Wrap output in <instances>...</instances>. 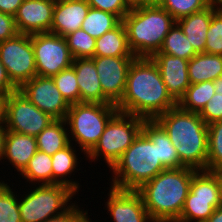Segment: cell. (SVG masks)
I'll return each instance as SVG.
<instances>
[{
	"instance_id": "obj_1",
	"label": "cell",
	"mask_w": 222,
	"mask_h": 222,
	"mask_svg": "<svg viewBox=\"0 0 222 222\" xmlns=\"http://www.w3.org/2000/svg\"><path fill=\"white\" fill-rule=\"evenodd\" d=\"M175 106L177 102L169 94L156 63L152 58L136 57L127 74L123 97L116 105L118 112L155 120Z\"/></svg>"
},
{
	"instance_id": "obj_2",
	"label": "cell",
	"mask_w": 222,
	"mask_h": 222,
	"mask_svg": "<svg viewBox=\"0 0 222 222\" xmlns=\"http://www.w3.org/2000/svg\"><path fill=\"white\" fill-rule=\"evenodd\" d=\"M167 132L180 162L195 170H207L208 125L199 113L178 105L155 119Z\"/></svg>"
},
{
	"instance_id": "obj_3",
	"label": "cell",
	"mask_w": 222,
	"mask_h": 222,
	"mask_svg": "<svg viewBox=\"0 0 222 222\" xmlns=\"http://www.w3.org/2000/svg\"><path fill=\"white\" fill-rule=\"evenodd\" d=\"M196 171L189 167L168 168L136 190L153 222L179 219Z\"/></svg>"
},
{
	"instance_id": "obj_4",
	"label": "cell",
	"mask_w": 222,
	"mask_h": 222,
	"mask_svg": "<svg viewBox=\"0 0 222 222\" xmlns=\"http://www.w3.org/2000/svg\"><path fill=\"white\" fill-rule=\"evenodd\" d=\"M122 22L134 56L151 58L159 52L176 21L164 8L155 2H148L132 5Z\"/></svg>"
},
{
	"instance_id": "obj_5",
	"label": "cell",
	"mask_w": 222,
	"mask_h": 222,
	"mask_svg": "<svg viewBox=\"0 0 222 222\" xmlns=\"http://www.w3.org/2000/svg\"><path fill=\"white\" fill-rule=\"evenodd\" d=\"M165 169L158 159L157 144L141 131L109 169L113 174L110 187L136 191Z\"/></svg>"
},
{
	"instance_id": "obj_6",
	"label": "cell",
	"mask_w": 222,
	"mask_h": 222,
	"mask_svg": "<svg viewBox=\"0 0 222 222\" xmlns=\"http://www.w3.org/2000/svg\"><path fill=\"white\" fill-rule=\"evenodd\" d=\"M117 112L115 104H71L65 117L70 142L73 140L79 144L80 151L86 155L96 145L107 123Z\"/></svg>"
},
{
	"instance_id": "obj_7",
	"label": "cell",
	"mask_w": 222,
	"mask_h": 222,
	"mask_svg": "<svg viewBox=\"0 0 222 222\" xmlns=\"http://www.w3.org/2000/svg\"><path fill=\"white\" fill-rule=\"evenodd\" d=\"M144 120L131 114L117 112L107 123L96 145L84 157L92 159L93 162L102 156L111 169L142 131Z\"/></svg>"
},
{
	"instance_id": "obj_8",
	"label": "cell",
	"mask_w": 222,
	"mask_h": 222,
	"mask_svg": "<svg viewBox=\"0 0 222 222\" xmlns=\"http://www.w3.org/2000/svg\"><path fill=\"white\" fill-rule=\"evenodd\" d=\"M32 188L19 199L22 222H43L62 215L73 206L74 203L71 204L70 200L77 194L61 184H35Z\"/></svg>"
},
{
	"instance_id": "obj_9",
	"label": "cell",
	"mask_w": 222,
	"mask_h": 222,
	"mask_svg": "<svg viewBox=\"0 0 222 222\" xmlns=\"http://www.w3.org/2000/svg\"><path fill=\"white\" fill-rule=\"evenodd\" d=\"M220 205L215 170H197L193 174L190 190L176 222H205Z\"/></svg>"
},
{
	"instance_id": "obj_10",
	"label": "cell",
	"mask_w": 222,
	"mask_h": 222,
	"mask_svg": "<svg viewBox=\"0 0 222 222\" xmlns=\"http://www.w3.org/2000/svg\"><path fill=\"white\" fill-rule=\"evenodd\" d=\"M0 60L9 79L19 89L37 75L32 35L18 34L0 42Z\"/></svg>"
},
{
	"instance_id": "obj_11",
	"label": "cell",
	"mask_w": 222,
	"mask_h": 222,
	"mask_svg": "<svg viewBox=\"0 0 222 222\" xmlns=\"http://www.w3.org/2000/svg\"><path fill=\"white\" fill-rule=\"evenodd\" d=\"M36 73L52 77L72 66V57L65 37L50 32L32 34Z\"/></svg>"
},
{
	"instance_id": "obj_12",
	"label": "cell",
	"mask_w": 222,
	"mask_h": 222,
	"mask_svg": "<svg viewBox=\"0 0 222 222\" xmlns=\"http://www.w3.org/2000/svg\"><path fill=\"white\" fill-rule=\"evenodd\" d=\"M54 120L31 103L19 90L9 94L5 123L7 131L36 137Z\"/></svg>"
},
{
	"instance_id": "obj_13",
	"label": "cell",
	"mask_w": 222,
	"mask_h": 222,
	"mask_svg": "<svg viewBox=\"0 0 222 222\" xmlns=\"http://www.w3.org/2000/svg\"><path fill=\"white\" fill-rule=\"evenodd\" d=\"M41 111L54 119H65L70 105L62 97L52 77L36 75L19 89Z\"/></svg>"
},
{
	"instance_id": "obj_14",
	"label": "cell",
	"mask_w": 222,
	"mask_h": 222,
	"mask_svg": "<svg viewBox=\"0 0 222 222\" xmlns=\"http://www.w3.org/2000/svg\"><path fill=\"white\" fill-rule=\"evenodd\" d=\"M136 57L94 56L103 95L117 105L124 94L127 74Z\"/></svg>"
},
{
	"instance_id": "obj_15",
	"label": "cell",
	"mask_w": 222,
	"mask_h": 222,
	"mask_svg": "<svg viewBox=\"0 0 222 222\" xmlns=\"http://www.w3.org/2000/svg\"><path fill=\"white\" fill-rule=\"evenodd\" d=\"M105 202L114 222H153L135 190H120L111 187Z\"/></svg>"
},
{
	"instance_id": "obj_16",
	"label": "cell",
	"mask_w": 222,
	"mask_h": 222,
	"mask_svg": "<svg viewBox=\"0 0 222 222\" xmlns=\"http://www.w3.org/2000/svg\"><path fill=\"white\" fill-rule=\"evenodd\" d=\"M55 0H24L16 13L15 22L20 34L50 32Z\"/></svg>"
},
{
	"instance_id": "obj_17",
	"label": "cell",
	"mask_w": 222,
	"mask_h": 222,
	"mask_svg": "<svg viewBox=\"0 0 222 222\" xmlns=\"http://www.w3.org/2000/svg\"><path fill=\"white\" fill-rule=\"evenodd\" d=\"M151 58L158 66L169 94L178 103L191 84L188 75L189 60L164 53H155Z\"/></svg>"
},
{
	"instance_id": "obj_18",
	"label": "cell",
	"mask_w": 222,
	"mask_h": 222,
	"mask_svg": "<svg viewBox=\"0 0 222 222\" xmlns=\"http://www.w3.org/2000/svg\"><path fill=\"white\" fill-rule=\"evenodd\" d=\"M89 9L86 0H55L50 33L65 37L81 29Z\"/></svg>"
},
{
	"instance_id": "obj_19",
	"label": "cell",
	"mask_w": 222,
	"mask_h": 222,
	"mask_svg": "<svg viewBox=\"0 0 222 222\" xmlns=\"http://www.w3.org/2000/svg\"><path fill=\"white\" fill-rule=\"evenodd\" d=\"M72 66L80 91V102L112 104L104 95L92 58H77Z\"/></svg>"
},
{
	"instance_id": "obj_20",
	"label": "cell",
	"mask_w": 222,
	"mask_h": 222,
	"mask_svg": "<svg viewBox=\"0 0 222 222\" xmlns=\"http://www.w3.org/2000/svg\"><path fill=\"white\" fill-rule=\"evenodd\" d=\"M38 151L36 137L18 132L7 131L4 145V157L17 172H22L30 159Z\"/></svg>"
},
{
	"instance_id": "obj_21",
	"label": "cell",
	"mask_w": 222,
	"mask_h": 222,
	"mask_svg": "<svg viewBox=\"0 0 222 222\" xmlns=\"http://www.w3.org/2000/svg\"><path fill=\"white\" fill-rule=\"evenodd\" d=\"M217 10L213 5H210L202 11L192 13L176 21L197 53L204 52L207 31L212 15Z\"/></svg>"
},
{
	"instance_id": "obj_22",
	"label": "cell",
	"mask_w": 222,
	"mask_h": 222,
	"mask_svg": "<svg viewBox=\"0 0 222 222\" xmlns=\"http://www.w3.org/2000/svg\"><path fill=\"white\" fill-rule=\"evenodd\" d=\"M142 132L157 144L158 159L166 169L185 167L180 162L176 148L170 141L167 132L156 120H144Z\"/></svg>"
},
{
	"instance_id": "obj_23",
	"label": "cell",
	"mask_w": 222,
	"mask_h": 222,
	"mask_svg": "<svg viewBox=\"0 0 222 222\" xmlns=\"http://www.w3.org/2000/svg\"><path fill=\"white\" fill-rule=\"evenodd\" d=\"M94 56L135 57L129 48L126 28L122 21L112 30L96 38Z\"/></svg>"
},
{
	"instance_id": "obj_24",
	"label": "cell",
	"mask_w": 222,
	"mask_h": 222,
	"mask_svg": "<svg viewBox=\"0 0 222 222\" xmlns=\"http://www.w3.org/2000/svg\"><path fill=\"white\" fill-rule=\"evenodd\" d=\"M73 142H71L65 148L57 151L52 157V171H53V184H61L67 186L75 193H78L80 184L77 181H72L70 179L72 172H74L79 160L76 155V150H74ZM70 175V176H69ZM66 177V178H65ZM69 177V179L67 178Z\"/></svg>"
},
{
	"instance_id": "obj_25",
	"label": "cell",
	"mask_w": 222,
	"mask_h": 222,
	"mask_svg": "<svg viewBox=\"0 0 222 222\" xmlns=\"http://www.w3.org/2000/svg\"><path fill=\"white\" fill-rule=\"evenodd\" d=\"M191 84L214 81L222 76V55L197 53L188 63Z\"/></svg>"
},
{
	"instance_id": "obj_26",
	"label": "cell",
	"mask_w": 222,
	"mask_h": 222,
	"mask_svg": "<svg viewBox=\"0 0 222 222\" xmlns=\"http://www.w3.org/2000/svg\"><path fill=\"white\" fill-rule=\"evenodd\" d=\"M65 119H55L36 136L39 151L52 156L71 142Z\"/></svg>"
},
{
	"instance_id": "obj_27",
	"label": "cell",
	"mask_w": 222,
	"mask_h": 222,
	"mask_svg": "<svg viewBox=\"0 0 222 222\" xmlns=\"http://www.w3.org/2000/svg\"><path fill=\"white\" fill-rule=\"evenodd\" d=\"M20 175L30 184L33 183L32 186L35 183L53 185L52 157L38 150Z\"/></svg>"
},
{
	"instance_id": "obj_28",
	"label": "cell",
	"mask_w": 222,
	"mask_h": 222,
	"mask_svg": "<svg viewBox=\"0 0 222 222\" xmlns=\"http://www.w3.org/2000/svg\"><path fill=\"white\" fill-rule=\"evenodd\" d=\"M214 94L213 81L190 84L177 105L183 110L200 113Z\"/></svg>"
},
{
	"instance_id": "obj_29",
	"label": "cell",
	"mask_w": 222,
	"mask_h": 222,
	"mask_svg": "<svg viewBox=\"0 0 222 222\" xmlns=\"http://www.w3.org/2000/svg\"><path fill=\"white\" fill-rule=\"evenodd\" d=\"M157 53L169 54L185 60H190L197 54L176 22L170 28L169 33L164 38L163 44Z\"/></svg>"
},
{
	"instance_id": "obj_30",
	"label": "cell",
	"mask_w": 222,
	"mask_h": 222,
	"mask_svg": "<svg viewBox=\"0 0 222 222\" xmlns=\"http://www.w3.org/2000/svg\"><path fill=\"white\" fill-rule=\"evenodd\" d=\"M121 20L114 14L90 7L81 29L93 38H99L115 28Z\"/></svg>"
},
{
	"instance_id": "obj_31",
	"label": "cell",
	"mask_w": 222,
	"mask_h": 222,
	"mask_svg": "<svg viewBox=\"0 0 222 222\" xmlns=\"http://www.w3.org/2000/svg\"><path fill=\"white\" fill-rule=\"evenodd\" d=\"M155 3L164 8L175 21L211 5L210 0H157Z\"/></svg>"
},
{
	"instance_id": "obj_32",
	"label": "cell",
	"mask_w": 222,
	"mask_h": 222,
	"mask_svg": "<svg viewBox=\"0 0 222 222\" xmlns=\"http://www.w3.org/2000/svg\"><path fill=\"white\" fill-rule=\"evenodd\" d=\"M222 170V121L208 125L207 171Z\"/></svg>"
},
{
	"instance_id": "obj_33",
	"label": "cell",
	"mask_w": 222,
	"mask_h": 222,
	"mask_svg": "<svg viewBox=\"0 0 222 222\" xmlns=\"http://www.w3.org/2000/svg\"><path fill=\"white\" fill-rule=\"evenodd\" d=\"M52 79L69 105L80 102L79 85L73 66L63 69L58 74L52 76Z\"/></svg>"
},
{
	"instance_id": "obj_34",
	"label": "cell",
	"mask_w": 222,
	"mask_h": 222,
	"mask_svg": "<svg viewBox=\"0 0 222 222\" xmlns=\"http://www.w3.org/2000/svg\"><path fill=\"white\" fill-rule=\"evenodd\" d=\"M65 38L74 59L94 57L96 38L91 37L84 30L78 29L69 33Z\"/></svg>"
},
{
	"instance_id": "obj_35",
	"label": "cell",
	"mask_w": 222,
	"mask_h": 222,
	"mask_svg": "<svg viewBox=\"0 0 222 222\" xmlns=\"http://www.w3.org/2000/svg\"><path fill=\"white\" fill-rule=\"evenodd\" d=\"M8 183L0 181V222H22L19 197Z\"/></svg>"
},
{
	"instance_id": "obj_36",
	"label": "cell",
	"mask_w": 222,
	"mask_h": 222,
	"mask_svg": "<svg viewBox=\"0 0 222 222\" xmlns=\"http://www.w3.org/2000/svg\"><path fill=\"white\" fill-rule=\"evenodd\" d=\"M204 53L222 55V9H218L212 15Z\"/></svg>"
},
{
	"instance_id": "obj_37",
	"label": "cell",
	"mask_w": 222,
	"mask_h": 222,
	"mask_svg": "<svg viewBox=\"0 0 222 222\" xmlns=\"http://www.w3.org/2000/svg\"><path fill=\"white\" fill-rule=\"evenodd\" d=\"M90 7L116 15L121 21L131 10L128 0H86Z\"/></svg>"
},
{
	"instance_id": "obj_38",
	"label": "cell",
	"mask_w": 222,
	"mask_h": 222,
	"mask_svg": "<svg viewBox=\"0 0 222 222\" xmlns=\"http://www.w3.org/2000/svg\"><path fill=\"white\" fill-rule=\"evenodd\" d=\"M199 115L207 125L216 121H222V94L215 93Z\"/></svg>"
},
{
	"instance_id": "obj_39",
	"label": "cell",
	"mask_w": 222,
	"mask_h": 222,
	"mask_svg": "<svg viewBox=\"0 0 222 222\" xmlns=\"http://www.w3.org/2000/svg\"><path fill=\"white\" fill-rule=\"evenodd\" d=\"M80 209L81 208L74 203L73 206L62 215L47 219L43 222H92L88 217V211Z\"/></svg>"
},
{
	"instance_id": "obj_40",
	"label": "cell",
	"mask_w": 222,
	"mask_h": 222,
	"mask_svg": "<svg viewBox=\"0 0 222 222\" xmlns=\"http://www.w3.org/2000/svg\"><path fill=\"white\" fill-rule=\"evenodd\" d=\"M18 34L15 17L0 12V42L11 39Z\"/></svg>"
},
{
	"instance_id": "obj_41",
	"label": "cell",
	"mask_w": 222,
	"mask_h": 222,
	"mask_svg": "<svg viewBox=\"0 0 222 222\" xmlns=\"http://www.w3.org/2000/svg\"><path fill=\"white\" fill-rule=\"evenodd\" d=\"M17 90L18 88L9 79L6 68L0 60V93L10 94Z\"/></svg>"
},
{
	"instance_id": "obj_42",
	"label": "cell",
	"mask_w": 222,
	"mask_h": 222,
	"mask_svg": "<svg viewBox=\"0 0 222 222\" xmlns=\"http://www.w3.org/2000/svg\"><path fill=\"white\" fill-rule=\"evenodd\" d=\"M24 0H0V12L15 16Z\"/></svg>"
},
{
	"instance_id": "obj_43",
	"label": "cell",
	"mask_w": 222,
	"mask_h": 222,
	"mask_svg": "<svg viewBox=\"0 0 222 222\" xmlns=\"http://www.w3.org/2000/svg\"><path fill=\"white\" fill-rule=\"evenodd\" d=\"M8 97H9V94L0 93V126H5V123H6Z\"/></svg>"
},
{
	"instance_id": "obj_44",
	"label": "cell",
	"mask_w": 222,
	"mask_h": 222,
	"mask_svg": "<svg viewBox=\"0 0 222 222\" xmlns=\"http://www.w3.org/2000/svg\"><path fill=\"white\" fill-rule=\"evenodd\" d=\"M205 222H222V205L218 206Z\"/></svg>"
},
{
	"instance_id": "obj_45",
	"label": "cell",
	"mask_w": 222,
	"mask_h": 222,
	"mask_svg": "<svg viewBox=\"0 0 222 222\" xmlns=\"http://www.w3.org/2000/svg\"><path fill=\"white\" fill-rule=\"evenodd\" d=\"M6 132L7 130L5 126H0V161L4 157V145H5Z\"/></svg>"
},
{
	"instance_id": "obj_46",
	"label": "cell",
	"mask_w": 222,
	"mask_h": 222,
	"mask_svg": "<svg viewBox=\"0 0 222 222\" xmlns=\"http://www.w3.org/2000/svg\"><path fill=\"white\" fill-rule=\"evenodd\" d=\"M215 179L218 185L220 203L222 205V170H215Z\"/></svg>"
},
{
	"instance_id": "obj_47",
	"label": "cell",
	"mask_w": 222,
	"mask_h": 222,
	"mask_svg": "<svg viewBox=\"0 0 222 222\" xmlns=\"http://www.w3.org/2000/svg\"><path fill=\"white\" fill-rule=\"evenodd\" d=\"M215 93L222 94V76H219L213 81Z\"/></svg>"
},
{
	"instance_id": "obj_48",
	"label": "cell",
	"mask_w": 222,
	"mask_h": 222,
	"mask_svg": "<svg viewBox=\"0 0 222 222\" xmlns=\"http://www.w3.org/2000/svg\"><path fill=\"white\" fill-rule=\"evenodd\" d=\"M210 4L216 9H222V0H210Z\"/></svg>"
},
{
	"instance_id": "obj_49",
	"label": "cell",
	"mask_w": 222,
	"mask_h": 222,
	"mask_svg": "<svg viewBox=\"0 0 222 222\" xmlns=\"http://www.w3.org/2000/svg\"><path fill=\"white\" fill-rule=\"evenodd\" d=\"M131 5L142 4L144 0H128Z\"/></svg>"
},
{
	"instance_id": "obj_50",
	"label": "cell",
	"mask_w": 222,
	"mask_h": 222,
	"mask_svg": "<svg viewBox=\"0 0 222 222\" xmlns=\"http://www.w3.org/2000/svg\"><path fill=\"white\" fill-rule=\"evenodd\" d=\"M157 0H144V3H148V2H156Z\"/></svg>"
}]
</instances>
